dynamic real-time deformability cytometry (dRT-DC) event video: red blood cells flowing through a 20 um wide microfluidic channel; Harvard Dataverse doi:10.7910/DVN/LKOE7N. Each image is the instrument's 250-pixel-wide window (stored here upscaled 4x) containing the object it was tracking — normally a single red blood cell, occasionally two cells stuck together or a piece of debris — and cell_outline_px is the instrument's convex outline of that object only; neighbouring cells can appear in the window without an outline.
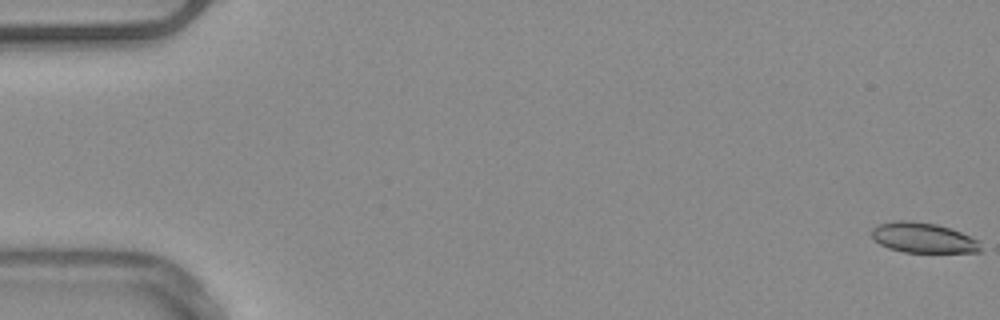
{"species": "common noctule bat (a hibernating species)", "species_latin": "Nyctalus noctula", "temperature_condition": "warm", "stored_images_in_passage": 54, "camera_frame_rate_fps": 3000, "um_per_image_px": 0.085, "animal": {"sex": "male", "body_mass_g": 20.4}, "frame": {"image": 1, "passage_image": 1, "time_ms": 0.0, "image_size_px": [1000, 320], "cell_outline_px": [[984, 252], [904, 252], [888, 248], [880, 244], [872, 236], [872, 228], [880, 224], [896, 220], [908, 220], [936, 224], [960, 232], [980, 240]], "centroid_in_image_um": [78.52, 20.22], "position_along_channel_um": 6.5, "area_um2": 19.19}}
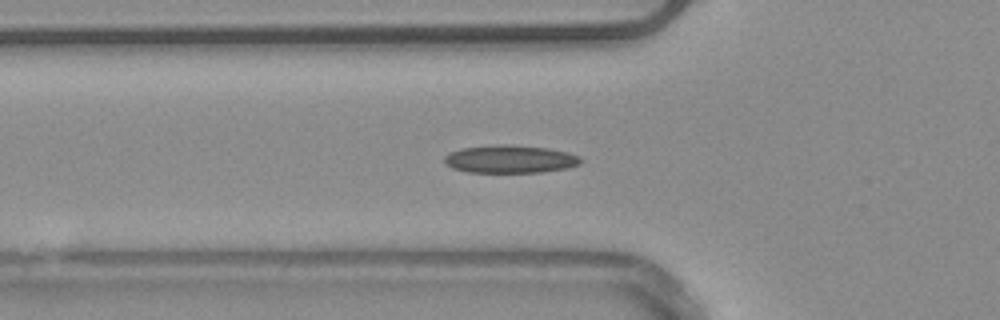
{"frame": {"image": 2, "passage_image": 19, "time_ms": 6.0, "image_size_px": [1000, 320], "cell_outline_px": [[580, 164], [568, 168], [540, 172], [468, 172], [452, 168], [444, 160], [444, 156], [448, 152], [460, 148], [504, 144], [508, 144], [548, 148], [568, 152], [580, 156]], "centroid_in_image_um": [43.35, 13.52], "position_along_channel_um": 82.4, "area_um2": 22.14}, "authors_computed_cell_mechanics": {"area_um2": 20.4612, "velocity_mm_per_s": 3.9272, "shape_relaxation_time_tau1_ms": null, "shape_relaxation_time_tau2_ms": 2.8389, "deformation_change_tau1": null, "deformation_change_tau2": 0.1007}}